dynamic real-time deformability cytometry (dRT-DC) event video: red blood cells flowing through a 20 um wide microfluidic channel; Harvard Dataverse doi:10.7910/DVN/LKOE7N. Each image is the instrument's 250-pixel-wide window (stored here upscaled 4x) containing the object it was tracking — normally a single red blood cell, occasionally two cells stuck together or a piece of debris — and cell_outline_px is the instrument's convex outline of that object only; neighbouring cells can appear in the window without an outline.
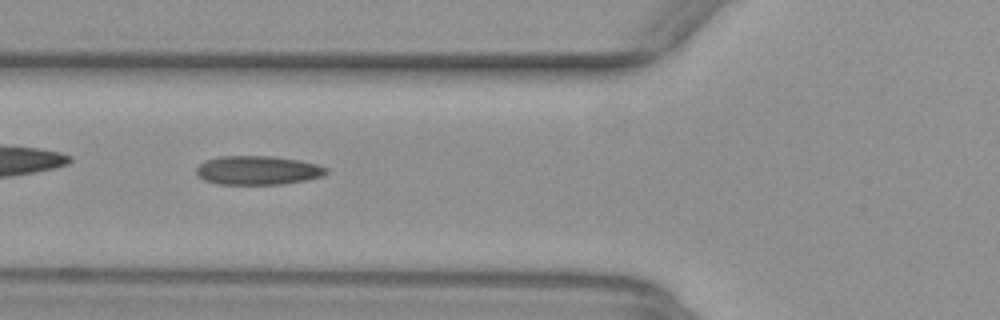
{"species": "common noctule bat (a hibernating species)", "species_latin": "Nyctalus noctula", "temperature_condition": "warm", "stored_images_in_passage": 27, "camera_frame_rate_fps": 3000, "um_per_image_px": 0.085, "animal": {"sex": "female", "body_mass_g": 29.2, "forearm_length_mm": 56.3}, "frame": {"image": 1, "passage_image": 4, "time_ms": 1.0, "image_size_px": [1000, 320], "cell_outline_px": [[328, 172], [324, 176], [284, 184], [220, 184], [204, 180], [196, 176], [196, 168], [204, 160], [220, 156], [272, 156], [300, 160], [316, 164], [328, 168]], "centroid_in_image_um": [21.9, 14.47], "position_along_channel_um": 103.9, "area_um2": 22.02}}
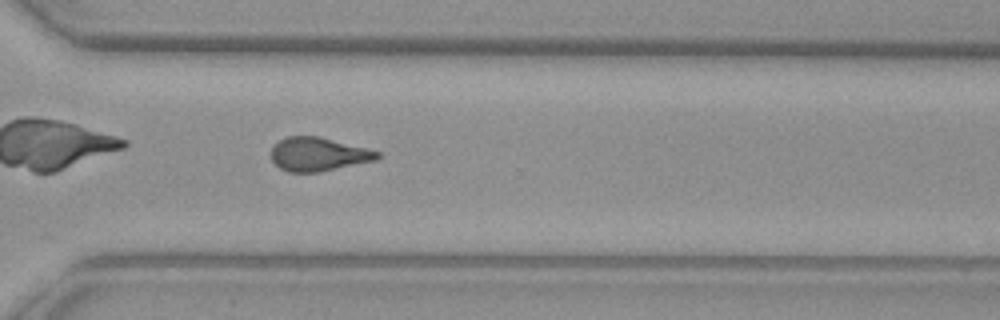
{"frame": {"image": 2, "passage_image": 22, "time_ms": 7.0, "image_size_px": [1000, 320], "cell_outline_px": [[380, 156], [376, 160], [320, 172], [288, 172], [280, 168], [272, 160], [272, 148], [280, 140], [288, 136], [320, 136], [368, 148], [380, 152]], "centroid_in_image_um": [27.09, 13.11], "position_along_channel_um": 343.5, "area_um2": 20.81}, "authors_computed_cell_mechanics": {"area_um2": 21.1548, "velocity_mm_per_s": 3.9921, "shape_relaxation_time_tau1_ms": null, "shape_relaxation_time_tau2_ms": 2.2209, "deformation_change_tau1": null, "deformation_change_tau2": 0.1035}}